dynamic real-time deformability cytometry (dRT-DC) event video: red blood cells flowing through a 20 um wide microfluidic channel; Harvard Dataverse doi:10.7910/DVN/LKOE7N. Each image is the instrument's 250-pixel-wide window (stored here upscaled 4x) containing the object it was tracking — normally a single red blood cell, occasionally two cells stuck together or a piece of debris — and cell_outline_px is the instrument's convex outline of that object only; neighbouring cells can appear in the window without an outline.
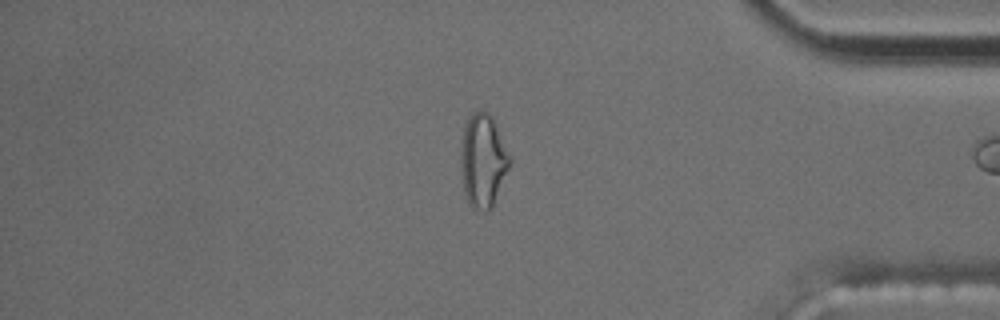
{"species": "common noctule bat (a hibernating species)", "species_latin": "Nyctalus noctula", "temperature_condition": "cold", "stored_images_in_passage": 15, "segment_of_instrument_passage": [2, 2], "camera_frame_rate_fps": 3000, "um_per_image_px": 0.085, "animal": {"sex": "male", "body_mass_g": 17.5, "forearm_length_mm": 52.3}, "frame": {"image": 1, "passage_image": 15, "time_ms": 18.333, "image_size_px": [1000, 320], "cell_outline_px": [[512, 164], [492, 208], [488, 212], [484, 212], [472, 208], [468, 204], [464, 192], [460, 172], [460, 144], [464, 124], [472, 112], [488, 112], [492, 116], [512, 156]], "centroid_in_image_um": [41.06, 13.68], "position_along_channel_um": 394.1, "area_um2": 27.63}}